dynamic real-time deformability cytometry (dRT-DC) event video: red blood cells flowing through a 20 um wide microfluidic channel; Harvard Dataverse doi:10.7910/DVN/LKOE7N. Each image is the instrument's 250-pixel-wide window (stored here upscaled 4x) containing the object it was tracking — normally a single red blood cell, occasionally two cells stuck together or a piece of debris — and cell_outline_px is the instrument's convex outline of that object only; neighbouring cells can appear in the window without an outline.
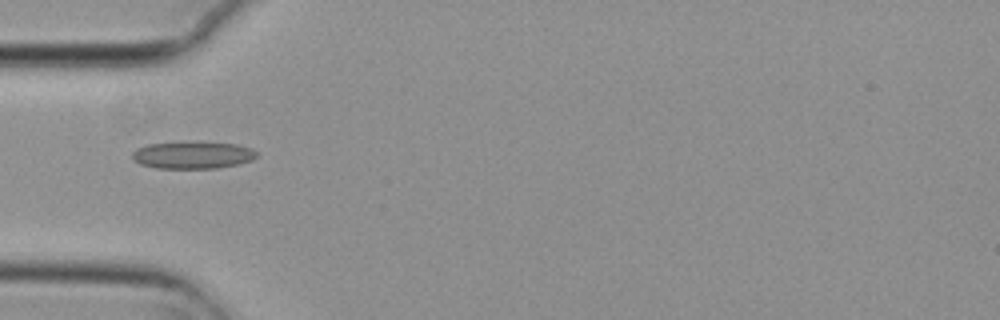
{"species": "common noctule bat (a hibernating species)", "species_latin": "Nyctalus noctula", "temperature_condition": "cold", "stored_images_in_passage": 2, "camera_frame_rate_fps": 3000, "um_per_image_px": 0.085, "animal": {"sex": "female", "body_mass_g": 29.2, "forearm_length_mm": 56.3}, "frame": {"image": 1, "passage_image": 1, "time_ms": 0.0, "image_size_px": [1000, 320], "cell_outline_px": [[256, 156], [252, 160], [240, 164], [216, 168], [156, 168], [140, 164], [132, 160], [132, 152], [136, 148], [148, 144], [236, 144], [252, 148], [256, 152]], "centroid_in_image_um": [16.36, 13.22], "position_along_channel_um": 68.6, "area_um2": 19.02}}
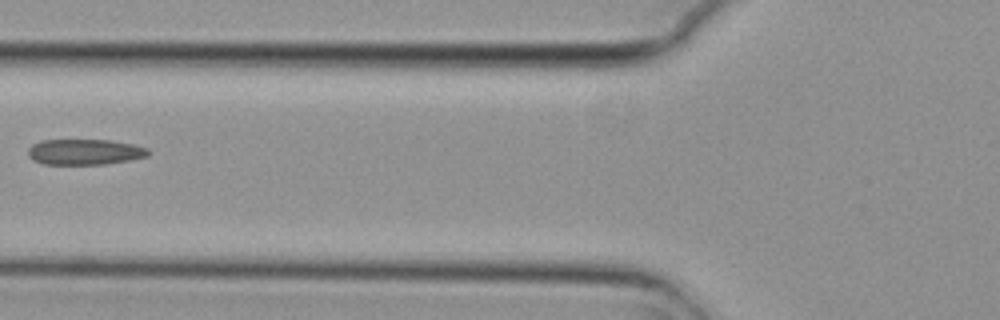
{"frame": {"image": 2, "passage_image": 2, "time_ms": 0.333, "image_size_px": [1000, 320], "cell_outline_px": [[148, 156], [128, 160], [104, 164], [44, 164], [32, 160], [28, 156], [28, 148], [32, 144], [40, 140], [108, 140], [132, 144], [148, 148]], "centroid_in_image_um": [7.15, 12.91], "position_along_channel_um": 118.6, "area_um2": 17.92}}